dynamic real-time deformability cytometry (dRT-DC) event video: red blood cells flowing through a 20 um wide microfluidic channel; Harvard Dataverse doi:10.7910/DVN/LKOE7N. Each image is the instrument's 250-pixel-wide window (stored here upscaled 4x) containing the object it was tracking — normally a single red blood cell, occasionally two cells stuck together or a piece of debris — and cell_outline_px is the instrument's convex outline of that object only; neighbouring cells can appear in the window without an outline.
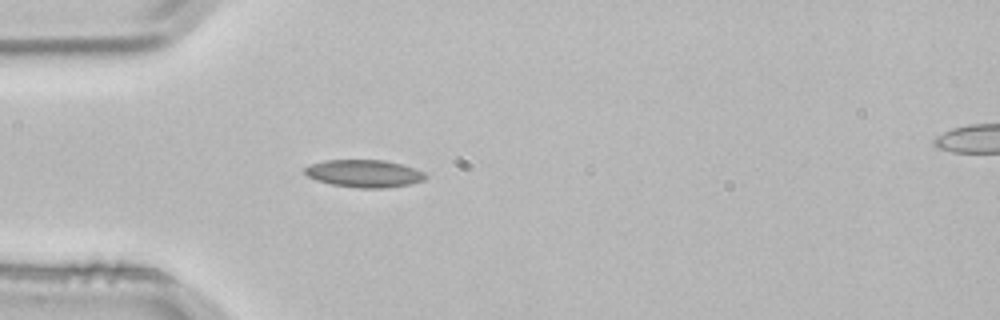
{"species": "common noctule bat (a hibernating species)", "species_latin": "Nyctalus noctula", "temperature_condition": "room temperature", "stored_images_in_passage": 3, "camera_frame_rate_fps": 3000, "um_per_image_px": 0.085, "animal": {"sex": "male", "body_mass_g": 21.5, "forearm_length_mm": 52.0}, "frame": {"image": 1, "passage_image": 3, "time_ms": 0.667, "image_size_px": [1000, 320], "cell_outline_px": [[428, 176], [424, 180], [408, 184], [384, 188], [360, 188], [332, 184], [316, 180], [308, 176], [304, 172], [304, 168], [312, 164], [324, 160], [384, 160], [400, 164], [424, 172]], "centroid_in_image_um": [30.94, 14.75], "position_along_channel_um": 54.1, "area_um2": 19.13}}